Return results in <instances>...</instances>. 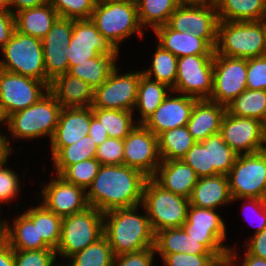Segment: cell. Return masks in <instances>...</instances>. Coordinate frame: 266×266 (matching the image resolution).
<instances>
[{"instance_id":"6da1fadb","label":"cell","mask_w":266,"mask_h":266,"mask_svg":"<svg viewBox=\"0 0 266 266\" xmlns=\"http://www.w3.org/2000/svg\"><path fill=\"white\" fill-rule=\"evenodd\" d=\"M147 179L142 172L126 165H101L86 192L88 204L103 213L138 206L142 204Z\"/></svg>"},{"instance_id":"7a4b0ae2","label":"cell","mask_w":266,"mask_h":266,"mask_svg":"<svg viewBox=\"0 0 266 266\" xmlns=\"http://www.w3.org/2000/svg\"><path fill=\"white\" fill-rule=\"evenodd\" d=\"M139 205L103 213V236L114 256L155 247V233L146 215L136 214Z\"/></svg>"},{"instance_id":"3957f363","label":"cell","mask_w":266,"mask_h":266,"mask_svg":"<svg viewBox=\"0 0 266 266\" xmlns=\"http://www.w3.org/2000/svg\"><path fill=\"white\" fill-rule=\"evenodd\" d=\"M90 19L118 51L123 39L136 32L143 36L133 0H98Z\"/></svg>"},{"instance_id":"277c9868","label":"cell","mask_w":266,"mask_h":266,"mask_svg":"<svg viewBox=\"0 0 266 266\" xmlns=\"http://www.w3.org/2000/svg\"><path fill=\"white\" fill-rule=\"evenodd\" d=\"M264 20L219 21L215 53L235 58L264 56Z\"/></svg>"},{"instance_id":"5b68a950","label":"cell","mask_w":266,"mask_h":266,"mask_svg":"<svg viewBox=\"0 0 266 266\" xmlns=\"http://www.w3.org/2000/svg\"><path fill=\"white\" fill-rule=\"evenodd\" d=\"M189 199L174 194L153 178H148L144 190L142 205L156 234L167 228H181L187 220Z\"/></svg>"},{"instance_id":"8992f818","label":"cell","mask_w":266,"mask_h":266,"mask_svg":"<svg viewBox=\"0 0 266 266\" xmlns=\"http://www.w3.org/2000/svg\"><path fill=\"white\" fill-rule=\"evenodd\" d=\"M61 109L56 97L48 91L37 103L7 116L5 124L16 139H33L43 135L52 139Z\"/></svg>"},{"instance_id":"52a82bcc","label":"cell","mask_w":266,"mask_h":266,"mask_svg":"<svg viewBox=\"0 0 266 266\" xmlns=\"http://www.w3.org/2000/svg\"><path fill=\"white\" fill-rule=\"evenodd\" d=\"M103 237V212L89 206L81 212L62 217L56 254L70 258Z\"/></svg>"},{"instance_id":"ba28073f","label":"cell","mask_w":266,"mask_h":266,"mask_svg":"<svg viewBox=\"0 0 266 266\" xmlns=\"http://www.w3.org/2000/svg\"><path fill=\"white\" fill-rule=\"evenodd\" d=\"M5 59L0 69L43 81L47 84L42 40L15 30L2 48Z\"/></svg>"},{"instance_id":"9c48e42d","label":"cell","mask_w":266,"mask_h":266,"mask_svg":"<svg viewBox=\"0 0 266 266\" xmlns=\"http://www.w3.org/2000/svg\"><path fill=\"white\" fill-rule=\"evenodd\" d=\"M227 177L232 200L266 199V150L238 155Z\"/></svg>"},{"instance_id":"30bf717a","label":"cell","mask_w":266,"mask_h":266,"mask_svg":"<svg viewBox=\"0 0 266 266\" xmlns=\"http://www.w3.org/2000/svg\"><path fill=\"white\" fill-rule=\"evenodd\" d=\"M219 18L214 5L201 1H184L170 16L167 25L178 32H190L205 39L214 49Z\"/></svg>"},{"instance_id":"8fae6325","label":"cell","mask_w":266,"mask_h":266,"mask_svg":"<svg viewBox=\"0 0 266 266\" xmlns=\"http://www.w3.org/2000/svg\"><path fill=\"white\" fill-rule=\"evenodd\" d=\"M182 228L190 237L203 244L218 260L228 257V252L232 248L222 245L226 238V228L215 209L189 205L187 220Z\"/></svg>"},{"instance_id":"7c38bea8","label":"cell","mask_w":266,"mask_h":266,"mask_svg":"<svg viewBox=\"0 0 266 266\" xmlns=\"http://www.w3.org/2000/svg\"><path fill=\"white\" fill-rule=\"evenodd\" d=\"M214 55H187L178 58L175 87L171 90L201 99H209L213 90Z\"/></svg>"},{"instance_id":"4fadbf2b","label":"cell","mask_w":266,"mask_h":266,"mask_svg":"<svg viewBox=\"0 0 266 266\" xmlns=\"http://www.w3.org/2000/svg\"><path fill=\"white\" fill-rule=\"evenodd\" d=\"M48 91L43 81L0 69V108L5 117L37 103Z\"/></svg>"},{"instance_id":"5bb4252c","label":"cell","mask_w":266,"mask_h":266,"mask_svg":"<svg viewBox=\"0 0 266 266\" xmlns=\"http://www.w3.org/2000/svg\"><path fill=\"white\" fill-rule=\"evenodd\" d=\"M247 59L214 54L213 90L208 100L227 106L247 89Z\"/></svg>"},{"instance_id":"9a60e30c","label":"cell","mask_w":266,"mask_h":266,"mask_svg":"<svg viewBox=\"0 0 266 266\" xmlns=\"http://www.w3.org/2000/svg\"><path fill=\"white\" fill-rule=\"evenodd\" d=\"M142 74L143 72L139 71L119 75L116 66L107 80L94 90L91 107L133 112Z\"/></svg>"},{"instance_id":"2e32d148","label":"cell","mask_w":266,"mask_h":266,"mask_svg":"<svg viewBox=\"0 0 266 266\" xmlns=\"http://www.w3.org/2000/svg\"><path fill=\"white\" fill-rule=\"evenodd\" d=\"M123 165L153 178L161 163L158 137L143 124H138L123 140Z\"/></svg>"},{"instance_id":"e0dca14e","label":"cell","mask_w":266,"mask_h":266,"mask_svg":"<svg viewBox=\"0 0 266 266\" xmlns=\"http://www.w3.org/2000/svg\"><path fill=\"white\" fill-rule=\"evenodd\" d=\"M119 51L98 31L91 19H73L72 37L67 52L69 70L98 55L118 56Z\"/></svg>"},{"instance_id":"ac0fdd59","label":"cell","mask_w":266,"mask_h":266,"mask_svg":"<svg viewBox=\"0 0 266 266\" xmlns=\"http://www.w3.org/2000/svg\"><path fill=\"white\" fill-rule=\"evenodd\" d=\"M73 19L58 17L42 39L47 85L69 72L67 52L72 37Z\"/></svg>"},{"instance_id":"d6986e66","label":"cell","mask_w":266,"mask_h":266,"mask_svg":"<svg viewBox=\"0 0 266 266\" xmlns=\"http://www.w3.org/2000/svg\"><path fill=\"white\" fill-rule=\"evenodd\" d=\"M219 133L237 155L265 150L263 122L257 119L234 116L226 112Z\"/></svg>"},{"instance_id":"ffe728a7","label":"cell","mask_w":266,"mask_h":266,"mask_svg":"<svg viewBox=\"0 0 266 266\" xmlns=\"http://www.w3.org/2000/svg\"><path fill=\"white\" fill-rule=\"evenodd\" d=\"M85 191L58 175L42 189V205L61 217L72 215L89 207Z\"/></svg>"},{"instance_id":"44dd1931","label":"cell","mask_w":266,"mask_h":266,"mask_svg":"<svg viewBox=\"0 0 266 266\" xmlns=\"http://www.w3.org/2000/svg\"><path fill=\"white\" fill-rule=\"evenodd\" d=\"M197 100V98L183 94L177 97L168 94L143 125L157 137L167 130L185 126Z\"/></svg>"},{"instance_id":"7402d4cb","label":"cell","mask_w":266,"mask_h":266,"mask_svg":"<svg viewBox=\"0 0 266 266\" xmlns=\"http://www.w3.org/2000/svg\"><path fill=\"white\" fill-rule=\"evenodd\" d=\"M90 122L91 107H62L55 133L51 139L52 157L63 147L70 146L82 137L89 135Z\"/></svg>"},{"instance_id":"603a6c76","label":"cell","mask_w":266,"mask_h":266,"mask_svg":"<svg viewBox=\"0 0 266 266\" xmlns=\"http://www.w3.org/2000/svg\"><path fill=\"white\" fill-rule=\"evenodd\" d=\"M160 45L164 50L170 51L177 58L187 55H214L215 49L202 38L190 32H178L167 24L154 29Z\"/></svg>"},{"instance_id":"cb8c5ba5","label":"cell","mask_w":266,"mask_h":266,"mask_svg":"<svg viewBox=\"0 0 266 266\" xmlns=\"http://www.w3.org/2000/svg\"><path fill=\"white\" fill-rule=\"evenodd\" d=\"M153 179L164 189L189 199L199 177L191 166L179 159L162 160Z\"/></svg>"},{"instance_id":"d4e9b609","label":"cell","mask_w":266,"mask_h":266,"mask_svg":"<svg viewBox=\"0 0 266 266\" xmlns=\"http://www.w3.org/2000/svg\"><path fill=\"white\" fill-rule=\"evenodd\" d=\"M226 107L208 99L197 100L187 123L190 134L196 142H202L210 135L220 132Z\"/></svg>"},{"instance_id":"484cf974","label":"cell","mask_w":266,"mask_h":266,"mask_svg":"<svg viewBox=\"0 0 266 266\" xmlns=\"http://www.w3.org/2000/svg\"><path fill=\"white\" fill-rule=\"evenodd\" d=\"M49 91L63 108L91 107L94 100V89L84 80L68 72L52 81Z\"/></svg>"},{"instance_id":"4316f807","label":"cell","mask_w":266,"mask_h":266,"mask_svg":"<svg viewBox=\"0 0 266 266\" xmlns=\"http://www.w3.org/2000/svg\"><path fill=\"white\" fill-rule=\"evenodd\" d=\"M228 184V177L224 174L200 177L189 198L190 205L200 208L215 209L217 206L233 201Z\"/></svg>"},{"instance_id":"83f0119b","label":"cell","mask_w":266,"mask_h":266,"mask_svg":"<svg viewBox=\"0 0 266 266\" xmlns=\"http://www.w3.org/2000/svg\"><path fill=\"white\" fill-rule=\"evenodd\" d=\"M13 229L5 224V242L13 250L52 249L39 237L38 222H33L25 213L13 221Z\"/></svg>"},{"instance_id":"f1b7e54d","label":"cell","mask_w":266,"mask_h":266,"mask_svg":"<svg viewBox=\"0 0 266 266\" xmlns=\"http://www.w3.org/2000/svg\"><path fill=\"white\" fill-rule=\"evenodd\" d=\"M15 28L24 35L43 39L59 17L57 11L49 4L22 10L14 15Z\"/></svg>"},{"instance_id":"f546056e","label":"cell","mask_w":266,"mask_h":266,"mask_svg":"<svg viewBox=\"0 0 266 266\" xmlns=\"http://www.w3.org/2000/svg\"><path fill=\"white\" fill-rule=\"evenodd\" d=\"M155 250L160 254L187 253L213 255L203 244L190 237L181 228H167L155 235Z\"/></svg>"},{"instance_id":"4dcf8cb0","label":"cell","mask_w":266,"mask_h":266,"mask_svg":"<svg viewBox=\"0 0 266 266\" xmlns=\"http://www.w3.org/2000/svg\"><path fill=\"white\" fill-rule=\"evenodd\" d=\"M219 21H260L266 18V0H221L217 5Z\"/></svg>"},{"instance_id":"1f68e13d","label":"cell","mask_w":266,"mask_h":266,"mask_svg":"<svg viewBox=\"0 0 266 266\" xmlns=\"http://www.w3.org/2000/svg\"><path fill=\"white\" fill-rule=\"evenodd\" d=\"M117 56L98 55L78 63L69 70V74L87 82L94 90L100 87L116 67Z\"/></svg>"},{"instance_id":"d6a6232c","label":"cell","mask_w":266,"mask_h":266,"mask_svg":"<svg viewBox=\"0 0 266 266\" xmlns=\"http://www.w3.org/2000/svg\"><path fill=\"white\" fill-rule=\"evenodd\" d=\"M166 90L172 89L164 83L152 80L144 74L141 75L135 104L141 113L139 124H143L161 105L168 95Z\"/></svg>"},{"instance_id":"836d02e7","label":"cell","mask_w":266,"mask_h":266,"mask_svg":"<svg viewBox=\"0 0 266 266\" xmlns=\"http://www.w3.org/2000/svg\"><path fill=\"white\" fill-rule=\"evenodd\" d=\"M195 143L187 125L167 130L158 136L161 160L182 159Z\"/></svg>"},{"instance_id":"e575fe53","label":"cell","mask_w":266,"mask_h":266,"mask_svg":"<svg viewBox=\"0 0 266 266\" xmlns=\"http://www.w3.org/2000/svg\"><path fill=\"white\" fill-rule=\"evenodd\" d=\"M230 115L266 120V90L246 89L226 106Z\"/></svg>"},{"instance_id":"d590c367","label":"cell","mask_w":266,"mask_h":266,"mask_svg":"<svg viewBox=\"0 0 266 266\" xmlns=\"http://www.w3.org/2000/svg\"><path fill=\"white\" fill-rule=\"evenodd\" d=\"M185 0H136L138 19L141 26L156 27L165 25L172 13Z\"/></svg>"},{"instance_id":"8d00e7d4","label":"cell","mask_w":266,"mask_h":266,"mask_svg":"<svg viewBox=\"0 0 266 266\" xmlns=\"http://www.w3.org/2000/svg\"><path fill=\"white\" fill-rule=\"evenodd\" d=\"M93 115L102 124L109 138H124L137 126L133 122V112L117 109L92 108Z\"/></svg>"},{"instance_id":"74e56055","label":"cell","mask_w":266,"mask_h":266,"mask_svg":"<svg viewBox=\"0 0 266 266\" xmlns=\"http://www.w3.org/2000/svg\"><path fill=\"white\" fill-rule=\"evenodd\" d=\"M97 147L89 135L82 137L70 146L63 147L53 157L57 175H60L69 165L96 158Z\"/></svg>"},{"instance_id":"f35d334b","label":"cell","mask_w":266,"mask_h":266,"mask_svg":"<svg viewBox=\"0 0 266 266\" xmlns=\"http://www.w3.org/2000/svg\"><path fill=\"white\" fill-rule=\"evenodd\" d=\"M33 222H38L39 237L56 250L61 232L62 217L47 210L42 204L24 212Z\"/></svg>"},{"instance_id":"ab89813d","label":"cell","mask_w":266,"mask_h":266,"mask_svg":"<svg viewBox=\"0 0 266 266\" xmlns=\"http://www.w3.org/2000/svg\"><path fill=\"white\" fill-rule=\"evenodd\" d=\"M177 61L178 58L175 55L158 45L157 51L153 56L152 67L142 72L148 78L164 83L173 89L177 77Z\"/></svg>"},{"instance_id":"60d3db41","label":"cell","mask_w":266,"mask_h":266,"mask_svg":"<svg viewBox=\"0 0 266 266\" xmlns=\"http://www.w3.org/2000/svg\"><path fill=\"white\" fill-rule=\"evenodd\" d=\"M114 254L108 240L103 236L97 242L72 255L65 266H112Z\"/></svg>"},{"instance_id":"b9f144b4","label":"cell","mask_w":266,"mask_h":266,"mask_svg":"<svg viewBox=\"0 0 266 266\" xmlns=\"http://www.w3.org/2000/svg\"><path fill=\"white\" fill-rule=\"evenodd\" d=\"M202 143L209 145L210 167H214V176L227 175L235 164L238 155L222 139L220 133L210 135Z\"/></svg>"},{"instance_id":"7bdbcfd3","label":"cell","mask_w":266,"mask_h":266,"mask_svg":"<svg viewBox=\"0 0 266 266\" xmlns=\"http://www.w3.org/2000/svg\"><path fill=\"white\" fill-rule=\"evenodd\" d=\"M100 167L101 163L96 158L88 159L69 165L59 176L66 182L75 184L87 191Z\"/></svg>"},{"instance_id":"ee69618b","label":"cell","mask_w":266,"mask_h":266,"mask_svg":"<svg viewBox=\"0 0 266 266\" xmlns=\"http://www.w3.org/2000/svg\"><path fill=\"white\" fill-rule=\"evenodd\" d=\"M98 0H47L59 17L74 20L90 19Z\"/></svg>"},{"instance_id":"f6af8a7d","label":"cell","mask_w":266,"mask_h":266,"mask_svg":"<svg viewBox=\"0 0 266 266\" xmlns=\"http://www.w3.org/2000/svg\"><path fill=\"white\" fill-rule=\"evenodd\" d=\"M182 160L194 169L199 178L214 176V167H210L209 145L196 142Z\"/></svg>"},{"instance_id":"bcb514c9","label":"cell","mask_w":266,"mask_h":266,"mask_svg":"<svg viewBox=\"0 0 266 266\" xmlns=\"http://www.w3.org/2000/svg\"><path fill=\"white\" fill-rule=\"evenodd\" d=\"M56 255L54 249L14 250V266H53Z\"/></svg>"},{"instance_id":"7dc6e473","label":"cell","mask_w":266,"mask_h":266,"mask_svg":"<svg viewBox=\"0 0 266 266\" xmlns=\"http://www.w3.org/2000/svg\"><path fill=\"white\" fill-rule=\"evenodd\" d=\"M124 142L117 138H107L97 147L96 159L101 165H123Z\"/></svg>"},{"instance_id":"c3c4849f","label":"cell","mask_w":266,"mask_h":266,"mask_svg":"<svg viewBox=\"0 0 266 266\" xmlns=\"http://www.w3.org/2000/svg\"><path fill=\"white\" fill-rule=\"evenodd\" d=\"M166 266H213L218 259L214 255L187 253L160 254Z\"/></svg>"},{"instance_id":"681fc988","label":"cell","mask_w":266,"mask_h":266,"mask_svg":"<svg viewBox=\"0 0 266 266\" xmlns=\"http://www.w3.org/2000/svg\"><path fill=\"white\" fill-rule=\"evenodd\" d=\"M247 88L266 90V56L247 59Z\"/></svg>"},{"instance_id":"f907efd6","label":"cell","mask_w":266,"mask_h":266,"mask_svg":"<svg viewBox=\"0 0 266 266\" xmlns=\"http://www.w3.org/2000/svg\"><path fill=\"white\" fill-rule=\"evenodd\" d=\"M6 160L7 158L0 163V202L4 203L14 199L19 192L20 185L18 176L11 169L4 168Z\"/></svg>"},{"instance_id":"816d5d0a","label":"cell","mask_w":266,"mask_h":266,"mask_svg":"<svg viewBox=\"0 0 266 266\" xmlns=\"http://www.w3.org/2000/svg\"><path fill=\"white\" fill-rule=\"evenodd\" d=\"M155 247L114 256L112 266H152Z\"/></svg>"},{"instance_id":"f5cc1de1","label":"cell","mask_w":266,"mask_h":266,"mask_svg":"<svg viewBox=\"0 0 266 266\" xmlns=\"http://www.w3.org/2000/svg\"><path fill=\"white\" fill-rule=\"evenodd\" d=\"M15 28L14 14L7 7H0V48L10 40Z\"/></svg>"},{"instance_id":"db71d44e","label":"cell","mask_w":266,"mask_h":266,"mask_svg":"<svg viewBox=\"0 0 266 266\" xmlns=\"http://www.w3.org/2000/svg\"><path fill=\"white\" fill-rule=\"evenodd\" d=\"M246 246L249 255L266 259V228L254 234L252 240Z\"/></svg>"},{"instance_id":"11a10c76","label":"cell","mask_w":266,"mask_h":266,"mask_svg":"<svg viewBox=\"0 0 266 266\" xmlns=\"http://www.w3.org/2000/svg\"><path fill=\"white\" fill-rule=\"evenodd\" d=\"M89 136L93 139L97 146L101 145L107 138H109L106 131L102 127V124L92 113L91 107V122L89 128Z\"/></svg>"},{"instance_id":"9f6ffc18","label":"cell","mask_w":266,"mask_h":266,"mask_svg":"<svg viewBox=\"0 0 266 266\" xmlns=\"http://www.w3.org/2000/svg\"><path fill=\"white\" fill-rule=\"evenodd\" d=\"M249 202L254 210H256V213L259 214L258 216H262L261 221L259 223V225L256 227V231L254 232V234L261 232L263 229L266 228V199H261V198H248ZM250 208V207H249ZM251 212V211H250ZM253 213V212H252Z\"/></svg>"},{"instance_id":"6f0895ef","label":"cell","mask_w":266,"mask_h":266,"mask_svg":"<svg viewBox=\"0 0 266 266\" xmlns=\"http://www.w3.org/2000/svg\"><path fill=\"white\" fill-rule=\"evenodd\" d=\"M234 250H235V247H234L233 251L230 249L228 252V257H227L231 266H236L235 259L237 258V256H236V254H233V253H235ZM242 265L243 266H266V259L259 258V257L253 256V255H249L246 252V255H245V258H244Z\"/></svg>"},{"instance_id":"680465c9","label":"cell","mask_w":266,"mask_h":266,"mask_svg":"<svg viewBox=\"0 0 266 266\" xmlns=\"http://www.w3.org/2000/svg\"><path fill=\"white\" fill-rule=\"evenodd\" d=\"M47 3V0H10L9 5L7 8L15 15L16 13L25 10V9H30L34 7H38L41 5H44ZM13 5V6H12ZM16 6L17 12L13 11V9H10L12 7Z\"/></svg>"},{"instance_id":"91938a15","label":"cell","mask_w":266,"mask_h":266,"mask_svg":"<svg viewBox=\"0 0 266 266\" xmlns=\"http://www.w3.org/2000/svg\"><path fill=\"white\" fill-rule=\"evenodd\" d=\"M0 266H14V250L6 242L0 245Z\"/></svg>"},{"instance_id":"94428289","label":"cell","mask_w":266,"mask_h":266,"mask_svg":"<svg viewBox=\"0 0 266 266\" xmlns=\"http://www.w3.org/2000/svg\"><path fill=\"white\" fill-rule=\"evenodd\" d=\"M8 141L6 136L0 135V163L11 154L12 150Z\"/></svg>"},{"instance_id":"6125c7cd","label":"cell","mask_w":266,"mask_h":266,"mask_svg":"<svg viewBox=\"0 0 266 266\" xmlns=\"http://www.w3.org/2000/svg\"><path fill=\"white\" fill-rule=\"evenodd\" d=\"M5 223L0 220V245L5 242Z\"/></svg>"},{"instance_id":"be15d7a7","label":"cell","mask_w":266,"mask_h":266,"mask_svg":"<svg viewBox=\"0 0 266 266\" xmlns=\"http://www.w3.org/2000/svg\"><path fill=\"white\" fill-rule=\"evenodd\" d=\"M213 266H231L228 258L219 259Z\"/></svg>"},{"instance_id":"e7e4bbea","label":"cell","mask_w":266,"mask_h":266,"mask_svg":"<svg viewBox=\"0 0 266 266\" xmlns=\"http://www.w3.org/2000/svg\"><path fill=\"white\" fill-rule=\"evenodd\" d=\"M10 0H0V7H7L9 6Z\"/></svg>"},{"instance_id":"03108f58","label":"cell","mask_w":266,"mask_h":266,"mask_svg":"<svg viewBox=\"0 0 266 266\" xmlns=\"http://www.w3.org/2000/svg\"><path fill=\"white\" fill-rule=\"evenodd\" d=\"M221 0H207V4L216 6Z\"/></svg>"},{"instance_id":"003e7915","label":"cell","mask_w":266,"mask_h":266,"mask_svg":"<svg viewBox=\"0 0 266 266\" xmlns=\"http://www.w3.org/2000/svg\"><path fill=\"white\" fill-rule=\"evenodd\" d=\"M3 121H6V117L4 116V114H3V112H2V110L0 108V122L2 123ZM0 135H2V132H1Z\"/></svg>"},{"instance_id":"a7ac6f4b","label":"cell","mask_w":266,"mask_h":266,"mask_svg":"<svg viewBox=\"0 0 266 266\" xmlns=\"http://www.w3.org/2000/svg\"><path fill=\"white\" fill-rule=\"evenodd\" d=\"M264 31H265V51H264V56H266V18L264 19Z\"/></svg>"},{"instance_id":"89a4df30","label":"cell","mask_w":266,"mask_h":266,"mask_svg":"<svg viewBox=\"0 0 266 266\" xmlns=\"http://www.w3.org/2000/svg\"><path fill=\"white\" fill-rule=\"evenodd\" d=\"M263 127H264V143L266 144V120L263 123ZM265 150H266V146H265Z\"/></svg>"},{"instance_id":"2644e50d","label":"cell","mask_w":266,"mask_h":266,"mask_svg":"<svg viewBox=\"0 0 266 266\" xmlns=\"http://www.w3.org/2000/svg\"><path fill=\"white\" fill-rule=\"evenodd\" d=\"M185 1H201L203 3H207V0H185Z\"/></svg>"}]
</instances>
